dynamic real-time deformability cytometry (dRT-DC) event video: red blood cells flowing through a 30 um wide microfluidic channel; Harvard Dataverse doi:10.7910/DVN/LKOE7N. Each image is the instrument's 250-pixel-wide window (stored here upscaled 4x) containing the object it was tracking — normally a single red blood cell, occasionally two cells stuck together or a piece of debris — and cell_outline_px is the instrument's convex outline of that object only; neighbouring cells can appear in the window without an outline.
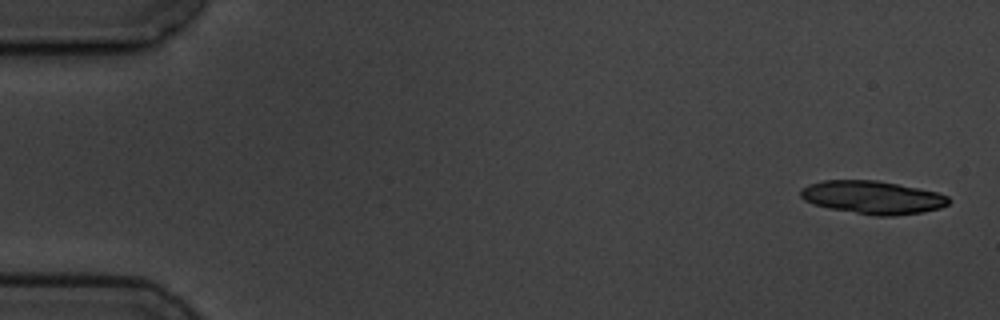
{"species": "common noctule bat (a hibernating species)", "species_latin": "Nyctalus noctula", "temperature_condition": "cold", "stored_images_in_passage": 3, "camera_frame_rate_fps": 3000, "um_per_image_px": 0.085, "animal": {"sex": "male", "body_mass_g": 19.5, "forearm_length_mm": 54.6}, "frame": {"image": 1, "passage_image": 1, "time_ms": 0.0, "image_size_px": [1000, 320], "cell_outline_px": [[952, 200], [948, 204], [940, 208], [920, 212], [896, 216], [876, 216], [828, 208], [812, 204], [804, 200], [800, 196], [800, 188], [808, 184], [824, 180], [876, 180], [936, 192], [948, 196]], "centroid_in_image_um": [74.13, 16.78], "position_along_channel_um": 10.9, "area_um2": 28.55}}